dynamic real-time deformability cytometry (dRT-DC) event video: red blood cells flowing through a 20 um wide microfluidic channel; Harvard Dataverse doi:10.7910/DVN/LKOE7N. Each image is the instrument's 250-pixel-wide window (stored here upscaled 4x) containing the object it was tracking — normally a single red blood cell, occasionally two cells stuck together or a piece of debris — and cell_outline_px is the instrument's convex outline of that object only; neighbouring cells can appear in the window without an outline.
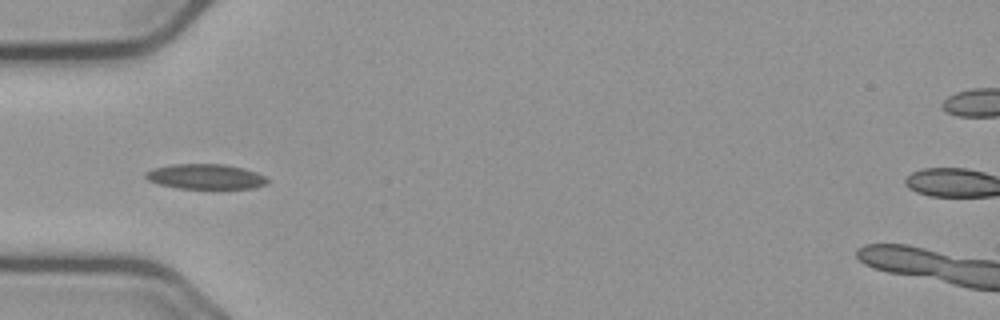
{"species": "common noctule bat (a hibernating species)", "species_latin": "Nyctalus noctula", "temperature_condition": "cold", "stored_images_in_passage": 12, "camera_frame_rate_fps": 3000, "um_per_image_px": 0.085, "animal": {"sex": "male", "body_mass_g": 23.1, "forearm_length_mm": 52.7}, "frame": {"image": 1, "passage_image": 3, "time_ms": 0.667, "image_size_px": [1000, 320], "cell_outline_px": [[268, 184], [256, 188], [180, 188], [160, 184], [148, 180], [144, 176], [144, 172], [156, 168], [172, 164], [224, 164], [244, 168], [256, 172], [264, 176], [268, 180]], "centroid_in_image_um": [17.5, 15.0], "position_along_channel_um": 67.5, "area_um2": 17.69}}
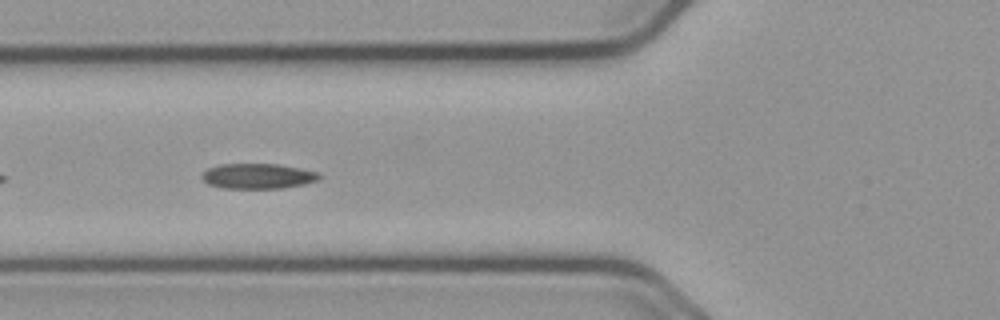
{"frame": {"image": 2, "passage_image": 6, "time_ms": 1.667, "image_size_px": [1000, 320], "cell_outline_px": [[320, 176], [316, 180], [304, 184], [284, 188], [224, 188], [208, 184], [200, 176], [208, 168], [220, 164], [280, 164], [320, 172]], "centroid_in_image_um": [21.92, 14.96], "position_along_channel_um": 103.9, "area_um2": 17.22}}